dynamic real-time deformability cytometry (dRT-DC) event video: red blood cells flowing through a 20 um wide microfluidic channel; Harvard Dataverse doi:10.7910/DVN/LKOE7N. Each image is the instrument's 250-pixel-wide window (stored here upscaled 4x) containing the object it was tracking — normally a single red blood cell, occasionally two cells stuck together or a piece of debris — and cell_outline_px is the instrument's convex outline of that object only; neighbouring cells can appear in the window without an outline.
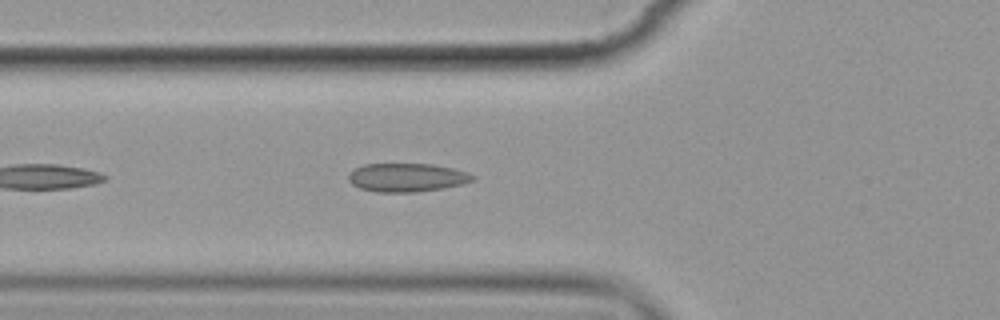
{"species": "common noctule bat (a hibernating species)", "species_latin": "Nyctalus noctula", "temperature_condition": "cold", "stored_images_in_passage": 3, "camera_frame_rate_fps": 3000, "um_per_image_px": 0.085, "animal": {"sex": "female", "body_mass_g": 19.9}, "frame": {"image": 1, "passage_image": 3, "time_ms": 2.333, "image_size_px": [1000, 320], "cell_outline_px": [[476, 176], [472, 180], [464, 184], [440, 188], [412, 192], [376, 192], [360, 188], [352, 184], [348, 180], [348, 172], [364, 164], [432, 164], [452, 168], [468, 172]], "centroid_in_image_um": [34.56, 15.08], "position_along_channel_um": 91.2, "area_um2": 20.58}}